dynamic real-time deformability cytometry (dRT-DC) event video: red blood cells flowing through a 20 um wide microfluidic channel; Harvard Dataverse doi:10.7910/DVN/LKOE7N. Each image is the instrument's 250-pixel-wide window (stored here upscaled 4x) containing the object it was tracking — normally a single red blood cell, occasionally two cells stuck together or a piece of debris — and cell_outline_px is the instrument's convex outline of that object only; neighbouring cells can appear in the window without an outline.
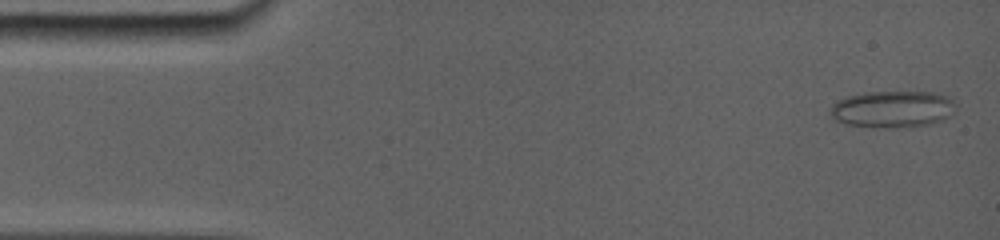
{"species": "common noctule bat (a hibernating species)", "species_latin": "Nyctalus noctula", "temperature_condition": "room temperature", "stored_images_in_passage": 74, "camera_frame_rate_fps": 5000, "um_per_image_px": 0.085, "animal": {"sex": "female", "body_mass_g": 19.0, "forearm_length_mm": 56.7}, "frame": {"image": 1, "passage_image": 3, "time_ms": 0.4, "image_size_px": [1000, 240], "cell_outline_px": [[952, 104], [932, 120], [916, 124], [848, 124], [840, 120], [832, 112], [832, 104], [836, 100], [848, 96], [864, 92], [940, 92], [948, 96]], "centroid_in_image_um": [75.7, 9.15], "position_along_channel_um": 9.3, "area_um2": 23.81}}
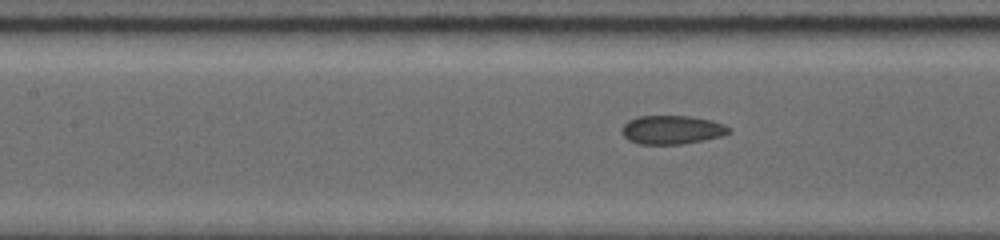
{"frame": {"image": 2, "passage_image": 48, "time_ms": 7.0, "image_size_px": [1000, 240], "cell_outline_px": [[728, 132], [716, 136], [700, 140], [680, 144], [640, 144], [624, 136], [624, 124], [628, 120], [636, 116], [688, 116], [708, 120], [724, 124], [728, 128]], "centroid_in_image_um": [57.05, 11.02], "position_along_channel_um": 150.3, "area_um2": 17.17}}
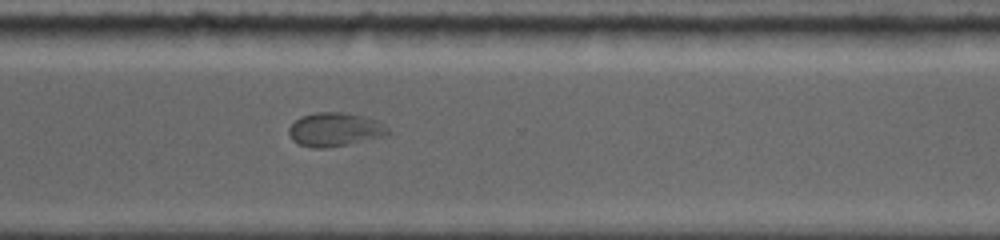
{"frame": {"image": 3, "passage_image": 73, "time_ms": 12.0, "image_size_px": [1000, 240], "cell_outline_px": [[392, 132], [384, 136], [348, 144], [324, 148], [312, 148], [300, 144], [292, 140], [288, 132], [288, 128], [300, 116], [316, 112], [348, 112], [364, 116], [376, 120], [388, 128]], "centroid_in_image_um": [28.46, 11.0], "position_along_channel_um": 342.1, "area_um2": 19.54}}